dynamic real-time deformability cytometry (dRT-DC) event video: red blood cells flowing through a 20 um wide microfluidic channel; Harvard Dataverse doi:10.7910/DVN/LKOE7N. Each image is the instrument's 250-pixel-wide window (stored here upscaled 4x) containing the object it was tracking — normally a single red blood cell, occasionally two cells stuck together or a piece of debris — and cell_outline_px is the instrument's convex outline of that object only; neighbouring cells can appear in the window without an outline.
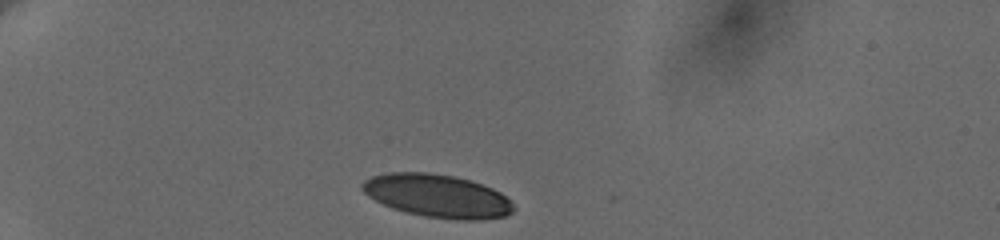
{"species": "human", "species_latin": "Homo sapiens", "temperature_condition": "cold", "stored_images_in_passage": 21, "camera_frame_rate_fps": 3000, "um_per_image_px": 0.085, "donor": {"sex": "female"}, "frame": {"image": 1, "passage_image": 1, "time_ms": 0.0, "image_size_px": [1000, 240], "cell_outline_px": [[516, 208], [512, 212], [504, 216], [480, 220], [456, 220], [424, 216], [392, 208], [368, 196], [360, 188], [360, 184], [364, 180], [372, 176], [388, 172], [428, 172], [456, 176], [472, 180], [492, 188], [500, 192], [512, 200]], "centroid_in_image_um": [37.2, 16.64], "position_along_channel_um": 47.8, "area_um2": 38.32}}
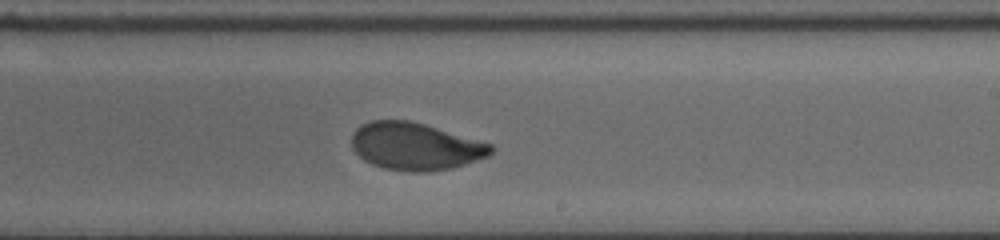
{"frame": {"image": 2, "passage_image": 12, "time_ms": 7.0, "image_size_px": [1000, 240], "cell_outline_px": [[496, 148], [488, 156], [452, 168], [428, 172], [412, 172], [384, 168], [372, 164], [364, 160], [352, 148], [352, 132], [360, 124], [372, 120], [412, 120], [492, 144]], "centroid_in_image_um": [35.29, 12.43], "position_along_channel_um": 253.7, "area_um2": 38.61}}
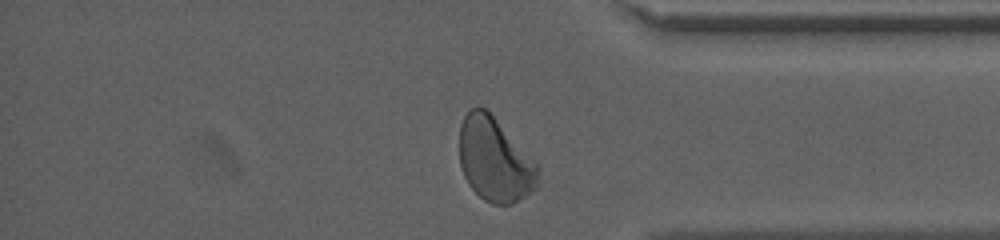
{"frame": {"image": 3, "passage_image": 21, "time_ms": 11.0, "image_size_px": [1000, 240], "cell_outline_px": [[540, 184], [536, 188], [512, 204], [492, 204], [484, 200], [468, 184], [464, 176], [460, 164], [460, 124], [468, 108], [476, 104], [480, 104], [492, 116], [536, 164]], "centroid_in_image_um": [42.01, 13.58], "position_along_channel_um": 393.2, "area_um2": 37.92}, "authors_computed_cell_mechanics": {"area_um2": 38.6104, "velocity_mm_per_s": 3.6379, "shape_relaxation_time_tau1_ms": 2.8018, "shape_relaxation_time_tau2_ms": null, "deformation_change_tau1": 0.1216, "deformation_change_tau2": null}}